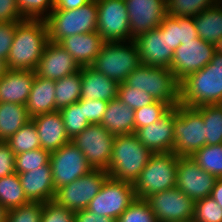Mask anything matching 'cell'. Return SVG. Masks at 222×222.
<instances>
[{
	"label": "cell",
	"mask_w": 222,
	"mask_h": 222,
	"mask_svg": "<svg viewBox=\"0 0 222 222\" xmlns=\"http://www.w3.org/2000/svg\"><path fill=\"white\" fill-rule=\"evenodd\" d=\"M97 2L90 0L74 10H58L54 8L45 19L48 39L60 43L64 38L75 34L97 31Z\"/></svg>",
	"instance_id": "5b68a950"
},
{
	"label": "cell",
	"mask_w": 222,
	"mask_h": 222,
	"mask_svg": "<svg viewBox=\"0 0 222 222\" xmlns=\"http://www.w3.org/2000/svg\"><path fill=\"white\" fill-rule=\"evenodd\" d=\"M108 103L105 100H84L85 118L90 124H101Z\"/></svg>",
	"instance_id": "f6af8a7d"
},
{
	"label": "cell",
	"mask_w": 222,
	"mask_h": 222,
	"mask_svg": "<svg viewBox=\"0 0 222 222\" xmlns=\"http://www.w3.org/2000/svg\"><path fill=\"white\" fill-rule=\"evenodd\" d=\"M180 104L190 108L222 104V48L210 63L180 82Z\"/></svg>",
	"instance_id": "6da1fadb"
},
{
	"label": "cell",
	"mask_w": 222,
	"mask_h": 222,
	"mask_svg": "<svg viewBox=\"0 0 222 222\" xmlns=\"http://www.w3.org/2000/svg\"><path fill=\"white\" fill-rule=\"evenodd\" d=\"M210 196L222 207V178L216 180Z\"/></svg>",
	"instance_id": "db71d44e"
},
{
	"label": "cell",
	"mask_w": 222,
	"mask_h": 222,
	"mask_svg": "<svg viewBox=\"0 0 222 222\" xmlns=\"http://www.w3.org/2000/svg\"><path fill=\"white\" fill-rule=\"evenodd\" d=\"M75 222H116V220L109 216H98L88 209H82L75 211Z\"/></svg>",
	"instance_id": "816d5d0a"
},
{
	"label": "cell",
	"mask_w": 222,
	"mask_h": 222,
	"mask_svg": "<svg viewBox=\"0 0 222 222\" xmlns=\"http://www.w3.org/2000/svg\"><path fill=\"white\" fill-rule=\"evenodd\" d=\"M198 37L222 48V1L193 17Z\"/></svg>",
	"instance_id": "83f0119b"
},
{
	"label": "cell",
	"mask_w": 222,
	"mask_h": 222,
	"mask_svg": "<svg viewBox=\"0 0 222 222\" xmlns=\"http://www.w3.org/2000/svg\"><path fill=\"white\" fill-rule=\"evenodd\" d=\"M219 0H167L166 14L172 17H196Z\"/></svg>",
	"instance_id": "d590c367"
},
{
	"label": "cell",
	"mask_w": 222,
	"mask_h": 222,
	"mask_svg": "<svg viewBox=\"0 0 222 222\" xmlns=\"http://www.w3.org/2000/svg\"><path fill=\"white\" fill-rule=\"evenodd\" d=\"M106 41L98 32L75 34L64 38L59 44L75 59L80 67L91 66Z\"/></svg>",
	"instance_id": "cb8c5ba5"
},
{
	"label": "cell",
	"mask_w": 222,
	"mask_h": 222,
	"mask_svg": "<svg viewBox=\"0 0 222 222\" xmlns=\"http://www.w3.org/2000/svg\"><path fill=\"white\" fill-rule=\"evenodd\" d=\"M21 16L29 20H45L54 9V0H16Z\"/></svg>",
	"instance_id": "8d00e7d4"
},
{
	"label": "cell",
	"mask_w": 222,
	"mask_h": 222,
	"mask_svg": "<svg viewBox=\"0 0 222 222\" xmlns=\"http://www.w3.org/2000/svg\"><path fill=\"white\" fill-rule=\"evenodd\" d=\"M25 20L17 7L16 0H0V23Z\"/></svg>",
	"instance_id": "681fc988"
},
{
	"label": "cell",
	"mask_w": 222,
	"mask_h": 222,
	"mask_svg": "<svg viewBox=\"0 0 222 222\" xmlns=\"http://www.w3.org/2000/svg\"><path fill=\"white\" fill-rule=\"evenodd\" d=\"M97 32L106 42L130 41L131 31L125 0H96Z\"/></svg>",
	"instance_id": "5bb4252c"
},
{
	"label": "cell",
	"mask_w": 222,
	"mask_h": 222,
	"mask_svg": "<svg viewBox=\"0 0 222 222\" xmlns=\"http://www.w3.org/2000/svg\"><path fill=\"white\" fill-rule=\"evenodd\" d=\"M178 159L173 152L153 153L133 184L137 198L146 200L153 194L175 188Z\"/></svg>",
	"instance_id": "8992f818"
},
{
	"label": "cell",
	"mask_w": 222,
	"mask_h": 222,
	"mask_svg": "<svg viewBox=\"0 0 222 222\" xmlns=\"http://www.w3.org/2000/svg\"><path fill=\"white\" fill-rule=\"evenodd\" d=\"M30 120L25 105L0 103V141H7Z\"/></svg>",
	"instance_id": "f1b7e54d"
},
{
	"label": "cell",
	"mask_w": 222,
	"mask_h": 222,
	"mask_svg": "<svg viewBox=\"0 0 222 222\" xmlns=\"http://www.w3.org/2000/svg\"><path fill=\"white\" fill-rule=\"evenodd\" d=\"M18 176L24 193L30 202L45 203L54 200L56 191L49 162L32 171L20 173Z\"/></svg>",
	"instance_id": "44dd1931"
},
{
	"label": "cell",
	"mask_w": 222,
	"mask_h": 222,
	"mask_svg": "<svg viewBox=\"0 0 222 222\" xmlns=\"http://www.w3.org/2000/svg\"><path fill=\"white\" fill-rule=\"evenodd\" d=\"M41 222H75V211L48 201L43 203Z\"/></svg>",
	"instance_id": "ee69618b"
},
{
	"label": "cell",
	"mask_w": 222,
	"mask_h": 222,
	"mask_svg": "<svg viewBox=\"0 0 222 222\" xmlns=\"http://www.w3.org/2000/svg\"><path fill=\"white\" fill-rule=\"evenodd\" d=\"M55 108L57 111L81 99L80 71L55 80Z\"/></svg>",
	"instance_id": "f546056e"
},
{
	"label": "cell",
	"mask_w": 222,
	"mask_h": 222,
	"mask_svg": "<svg viewBox=\"0 0 222 222\" xmlns=\"http://www.w3.org/2000/svg\"><path fill=\"white\" fill-rule=\"evenodd\" d=\"M133 41L141 64L171 68L174 51L169 45L168 32H163L160 26L136 36Z\"/></svg>",
	"instance_id": "e0dca14e"
},
{
	"label": "cell",
	"mask_w": 222,
	"mask_h": 222,
	"mask_svg": "<svg viewBox=\"0 0 222 222\" xmlns=\"http://www.w3.org/2000/svg\"><path fill=\"white\" fill-rule=\"evenodd\" d=\"M31 120L37 128L42 149L53 152L71 141L59 111L40 114Z\"/></svg>",
	"instance_id": "603a6c76"
},
{
	"label": "cell",
	"mask_w": 222,
	"mask_h": 222,
	"mask_svg": "<svg viewBox=\"0 0 222 222\" xmlns=\"http://www.w3.org/2000/svg\"><path fill=\"white\" fill-rule=\"evenodd\" d=\"M8 209L0 203V222H6Z\"/></svg>",
	"instance_id": "11a10c76"
},
{
	"label": "cell",
	"mask_w": 222,
	"mask_h": 222,
	"mask_svg": "<svg viewBox=\"0 0 222 222\" xmlns=\"http://www.w3.org/2000/svg\"><path fill=\"white\" fill-rule=\"evenodd\" d=\"M217 178L190 157H179L176 187L194 202L211 195Z\"/></svg>",
	"instance_id": "2e32d148"
},
{
	"label": "cell",
	"mask_w": 222,
	"mask_h": 222,
	"mask_svg": "<svg viewBox=\"0 0 222 222\" xmlns=\"http://www.w3.org/2000/svg\"><path fill=\"white\" fill-rule=\"evenodd\" d=\"M55 80L35 76L30 95L25 104L31 118L57 111L55 108Z\"/></svg>",
	"instance_id": "4316f807"
},
{
	"label": "cell",
	"mask_w": 222,
	"mask_h": 222,
	"mask_svg": "<svg viewBox=\"0 0 222 222\" xmlns=\"http://www.w3.org/2000/svg\"><path fill=\"white\" fill-rule=\"evenodd\" d=\"M89 1L90 0H54V8L58 10H74Z\"/></svg>",
	"instance_id": "f5cc1de1"
},
{
	"label": "cell",
	"mask_w": 222,
	"mask_h": 222,
	"mask_svg": "<svg viewBox=\"0 0 222 222\" xmlns=\"http://www.w3.org/2000/svg\"><path fill=\"white\" fill-rule=\"evenodd\" d=\"M108 177L107 171L93 169L70 184L57 189L54 201L73 211L86 209Z\"/></svg>",
	"instance_id": "9c48e42d"
},
{
	"label": "cell",
	"mask_w": 222,
	"mask_h": 222,
	"mask_svg": "<svg viewBox=\"0 0 222 222\" xmlns=\"http://www.w3.org/2000/svg\"><path fill=\"white\" fill-rule=\"evenodd\" d=\"M35 76V71L8 69L0 78V103L25 105Z\"/></svg>",
	"instance_id": "7402d4cb"
},
{
	"label": "cell",
	"mask_w": 222,
	"mask_h": 222,
	"mask_svg": "<svg viewBox=\"0 0 222 222\" xmlns=\"http://www.w3.org/2000/svg\"><path fill=\"white\" fill-rule=\"evenodd\" d=\"M175 107L153 124L135 129L134 134L152 153L173 152Z\"/></svg>",
	"instance_id": "ffe728a7"
},
{
	"label": "cell",
	"mask_w": 222,
	"mask_h": 222,
	"mask_svg": "<svg viewBox=\"0 0 222 222\" xmlns=\"http://www.w3.org/2000/svg\"><path fill=\"white\" fill-rule=\"evenodd\" d=\"M136 198L132 183L108 177L86 209L117 220Z\"/></svg>",
	"instance_id": "8fae6325"
},
{
	"label": "cell",
	"mask_w": 222,
	"mask_h": 222,
	"mask_svg": "<svg viewBox=\"0 0 222 222\" xmlns=\"http://www.w3.org/2000/svg\"><path fill=\"white\" fill-rule=\"evenodd\" d=\"M5 142L13 151L14 155L41 148L38 131L32 120L23 125Z\"/></svg>",
	"instance_id": "d6a6232c"
},
{
	"label": "cell",
	"mask_w": 222,
	"mask_h": 222,
	"mask_svg": "<svg viewBox=\"0 0 222 222\" xmlns=\"http://www.w3.org/2000/svg\"><path fill=\"white\" fill-rule=\"evenodd\" d=\"M203 117L206 145L222 144V104L195 108Z\"/></svg>",
	"instance_id": "4dcf8cb0"
},
{
	"label": "cell",
	"mask_w": 222,
	"mask_h": 222,
	"mask_svg": "<svg viewBox=\"0 0 222 222\" xmlns=\"http://www.w3.org/2000/svg\"><path fill=\"white\" fill-rule=\"evenodd\" d=\"M116 222H156V219L149 203L136 198Z\"/></svg>",
	"instance_id": "60d3db41"
},
{
	"label": "cell",
	"mask_w": 222,
	"mask_h": 222,
	"mask_svg": "<svg viewBox=\"0 0 222 222\" xmlns=\"http://www.w3.org/2000/svg\"><path fill=\"white\" fill-rule=\"evenodd\" d=\"M192 159L205 171L217 179L222 178V144L205 145L192 156Z\"/></svg>",
	"instance_id": "e575fe53"
},
{
	"label": "cell",
	"mask_w": 222,
	"mask_h": 222,
	"mask_svg": "<svg viewBox=\"0 0 222 222\" xmlns=\"http://www.w3.org/2000/svg\"><path fill=\"white\" fill-rule=\"evenodd\" d=\"M119 83L91 66L81 67V99L110 101L118 97Z\"/></svg>",
	"instance_id": "d4e9b609"
},
{
	"label": "cell",
	"mask_w": 222,
	"mask_h": 222,
	"mask_svg": "<svg viewBox=\"0 0 222 222\" xmlns=\"http://www.w3.org/2000/svg\"><path fill=\"white\" fill-rule=\"evenodd\" d=\"M152 154L134 133L115 136L107 170L109 177L134 184Z\"/></svg>",
	"instance_id": "3957f363"
},
{
	"label": "cell",
	"mask_w": 222,
	"mask_h": 222,
	"mask_svg": "<svg viewBox=\"0 0 222 222\" xmlns=\"http://www.w3.org/2000/svg\"><path fill=\"white\" fill-rule=\"evenodd\" d=\"M198 38L195 28L194 19L192 17H179V42L193 41Z\"/></svg>",
	"instance_id": "f907efd6"
},
{
	"label": "cell",
	"mask_w": 222,
	"mask_h": 222,
	"mask_svg": "<svg viewBox=\"0 0 222 222\" xmlns=\"http://www.w3.org/2000/svg\"><path fill=\"white\" fill-rule=\"evenodd\" d=\"M129 16L131 40L157 28L165 18V0H125Z\"/></svg>",
	"instance_id": "ac0fdd59"
},
{
	"label": "cell",
	"mask_w": 222,
	"mask_h": 222,
	"mask_svg": "<svg viewBox=\"0 0 222 222\" xmlns=\"http://www.w3.org/2000/svg\"><path fill=\"white\" fill-rule=\"evenodd\" d=\"M50 152L42 148L33 149L15 155V172L17 174L32 171L49 162Z\"/></svg>",
	"instance_id": "74e56055"
},
{
	"label": "cell",
	"mask_w": 222,
	"mask_h": 222,
	"mask_svg": "<svg viewBox=\"0 0 222 222\" xmlns=\"http://www.w3.org/2000/svg\"><path fill=\"white\" fill-rule=\"evenodd\" d=\"M205 145V124L202 115L195 108L177 105L173 153L178 157H190Z\"/></svg>",
	"instance_id": "ba28073f"
},
{
	"label": "cell",
	"mask_w": 222,
	"mask_h": 222,
	"mask_svg": "<svg viewBox=\"0 0 222 222\" xmlns=\"http://www.w3.org/2000/svg\"><path fill=\"white\" fill-rule=\"evenodd\" d=\"M101 125L112 135H126L135 132V113L130 106L118 98L109 101Z\"/></svg>",
	"instance_id": "484cf974"
},
{
	"label": "cell",
	"mask_w": 222,
	"mask_h": 222,
	"mask_svg": "<svg viewBox=\"0 0 222 222\" xmlns=\"http://www.w3.org/2000/svg\"><path fill=\"white\" fill-rule=\"evenodd\" d=\"M171 107L162 101L155 100L153 103L146 105L140 109L134 110L135 113V129L153 124L161 119Z\"/></svg>",
	"instance_id": "f35d334b"
},
{
	"label": "cell",
	"mask_w": 222,
	"mask_h": 222,
	"mask_svg": "<svg viewBox=\"0 0 222 222\" xmlns=\"http://www.w3.org/2000/svg\"><path fill=\"white\" fill-rule=\"evenodd\" d=\"M59 112L65 125L66 134L70 140L80 134L90 124L85 118L84 99H80L77 103L60 109Z\"/></svg>",
	"instance_id": "836d02e7"
},
{
	"label": "cell",
	"mask_w": 222,
	"mask_h": 222,
	"mask_svg": "<svg viewBox=\"0 0 222 222\" xmlns=\"http://www.w3.org/2000/svg\"><path fill=\"white\" fill-rule=\"evenodd\" d=\"M146 201L156 222L193 221L195 202L177 187L153 194Z\"/></svg>",
	"instance_id": "7c38bea8"
},
{
	"label": "cell",
	"mask_w": 222,
	"mask_h": 222,
	"mask_svg": "<svg viewBox=\"0 0 222 222\" xmlns=\"http://www.w3.org/2000/svg\"><path fill=\"white\" fill-rule=\"evenodd\" d=\"M117 98L133 110L140 109L155 101L147 92L134 89L125 82L119 83Z\"/></svg>",
	"instance_id": "b9f144b4"
},
{
	"label": "cell",
	"mask_w": 222,
	"mask_h": 222,
	"mask_svg": "<svg viewBox=\"0 0 222 222\" xmlns=\"http://www.w3.org/2000/svg\"><path fill=\"white\" fill-rule=\"evenodd\" d=\"M115 136L101 124H89L71 142L85 155L92 169L108 170Z\"/></svg>",
	"instance_id": "30bf717a"
},
{
	"label": "cell",
	"mask_w": 222,
	"mask_h": 222,
	"mask_svg": "<svg viewBox=\"0 0 222 222\" xmlns=\"http://www.w3.org/2000/svg\"><path fill=\"white\" fill-rule=\"evenodd\" d=\"M141 64L133 40L106 42L91 67L109 79L123 83L127 76Z\"/></svg>",
	"instance_id": "52a82bcc"
},
{
	"label": "cell",
	"mask_w": 222,
	"mask_h": 222,
	"mask_svg": "<svg viewBox=\"0 0 222 222\" xmlns=\"http://www.w3.org/2000/svg\"><path fill=\"white\" fill-rule=\"evenodd\" d=\"M163 32H168V40L170 48L175 51L180 45L179 42V17L166 15L162 23L159 25Z\"/></svg>",
	"instance_id": "c3c4849f"
},
{
	"label": "cell",
	"mask_w": 222,
	"mask_h": 222,
	"mask_svg": "<svg viewBox=\"0 0 222 222\" xmlns=\"http://www.w3.org/2000/svg\"><path fill=\"white\" fill-rule=\"evenodd\" d=\"M15 172V155L8 144L0 141V178Z\"/></svg>",
	"instance_id": "7dc6e473"
},
{
	"label": "cell",
	"mask_w": 222,
	"mask_h": 222,
	"mask_svg": "<svg viewBox=\"0 0 222 222\" xmlns=\"http://www.w3.org/2000/svg\"><path fill=\"white\" fill-rule=\"evenodd\" d=\"M42 211V202H29L8 210L6 222H41Z\"/></svg>",
	"instance_id": "7bdbcfd3"
},
{
	"label": "cell",
	"mask_w": 222,
	"mask_h": 222,
	"mask_svg": "<svg viewBox=\"0 0 222 222\" xmlns=\"http://www.w3.org/2000/svg\"><path fill=\"white\" fill-rule=\"evenodd\" d=\"M49 163L55 191L93 170L85 155L71 141L50 152Z\"/></svg>",
	"instance_id": "4fadbf2b"
},
{
	"label": "cell",
	"mask_w": 222,
	"mask_h": 222,
	"mask_svg": "<svg viewBox=\"0 0 222 222\" xmlns=\"http://www.w3.org/2000/svg\"><path fill=\"white\" fill-rule=\"evenodd\" d=\"M48 41L45 20L16 22L13 43L6 60L7 69L35 71Z\"/></svg>",
	"instance_id": "7a4b0ae2"
},
{
	"label": "cell",
	"mask_w": 222,
	"mask_h": 222,
	"mask_svg": "<svg viewBox=\"0 0 222 222\" xmlns=\"http://www.w3.org/2000/svg\"><path fill=\"white\" fill-rule=\"evenodd\" d=\"M16 30V22L0 23V58L7 60L13 43Z\"/></svg>",
	"instance_id": "bcb514c9"
},
{
	"label": "cell",
	"mask_w": 222,
	"mask_h": 222,
	"mask_svg": "<svg viewBox=\"0 0 222 222\" xmlns=\"http://www.w3.org/2000/svg\"><path fill=\"white\" fill-rule=\"evenodd\" d=\"M7 70L6 61L0 58V78L6 73Z\"/></svg>",
	"instance_id": "9f6ffc18"
},
{
	"label": "cell",
	"mask_w": 222,
	"mask_h": 222,
	"mask_svg": "<svg viewBox=\"0 0 222 222\" xmlns=\"http://www.w3.org/2000/svg\"><path fill=\"white\" fill-rule=\"evenodd\" d=\"M128 86L147 92L154 100L171 108L180 104V82L170 68L140 64L124 81Z\"/></svg>",
	"instance_id": "277c9868"
},
{
	"label": "cell",
	"mask_w": 222,
	"mask_h": 222,
	"mask_svg": "<svg viewBox=\"0 0 222 222\" xmlns=\"http://www.w3.org/2000/svg\"><path fill=\"white\" fill-rule=\"evenodd\" d=\"M80 65L59 43L48 41L35 69L36 75L46 79H61L80 71Z\"/></svg>",
	"instance_id": "d6986e66"
},
{
	"label": "cell",
	"mask_w": 222,
	"mask_h": 222,
	"mask_svg": "<svg viewBox=\"0 0 222 222\" xmlns=\"http://www.w3.org/2000/svg\"><path fill=\"white\" fill-rule=\"evenodd\" d=\"M17 173L0 178V203L8 210L28 204Z\"/></svg>",
	"instance_id": "1f68e13d"
},
{
	"label": "cell",
	"mask_w": 222,
	"mask_h": 222,
	"mask_svg": "<svg viewBox=\"0 0 222 222\" xmlns=\"http://www.w3.org/2000/svg\"><path fill=\"white\" fill-rule=\"evenodd\" d=\"M193 222H222V207L211 196L196 201Z\"/></svg>",
	"instance_id": "ab89813d"
},
{
	"label": "cell",
	"mask_w": 222,
	"mask_h": 222,
	"mask_svg": "<svg viewBox=\"0 0 222 222\" xmlns=\"http://www.w3.org/2000/svg\"><path fill=\"white\" fill-rule=\"evenodd\" d=\"M217 49L216 45L208 43L200 37L193 41L184 42L174 51L170 70L181 82L190 74L210 63Z\"/></svg>",
	"instance_id": "9a60e30c"
}]
</instances>
